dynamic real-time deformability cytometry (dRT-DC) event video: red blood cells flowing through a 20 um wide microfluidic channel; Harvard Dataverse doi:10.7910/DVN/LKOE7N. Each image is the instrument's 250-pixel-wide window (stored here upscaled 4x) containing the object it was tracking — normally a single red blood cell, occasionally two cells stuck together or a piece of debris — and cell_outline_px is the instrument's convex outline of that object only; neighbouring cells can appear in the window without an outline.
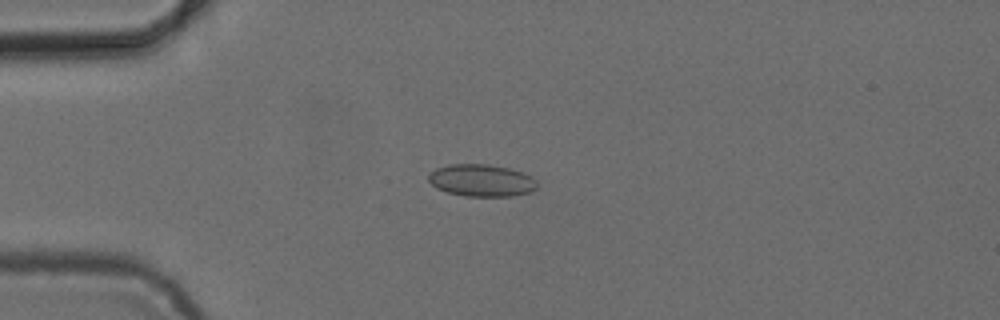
{"species": "common noctule bat (a hibernating species)", "species_latin": "Nyctalus noctula", "temperature_condition": "cold", "stored_images_in_passage": 53, "camera_frame_rate_fps": 3000, "um_per_image_px": 0.085, "animal": {"sex": "female", "body_mass_g": 24.6, "forearm_length_mm": 56.2}, "frame": {"image": 1, "passage_image": 14, "time_ms": 4.333, "image_size_px": [1000, 320], "cell_outline_px": [[536, 188], [532, 192], [512, 196], [464, 196], [448, 192], [436, 188], [428, 180], [428, 176], [436, 168], [448, 164], [488, 164], [508, 168], [524, 172], [532, 176], [536, 180]], "centroid_in_image_um": [40.95, 15.33], "position_along_channel_um": 44.1, "area_um2": 20.46}}
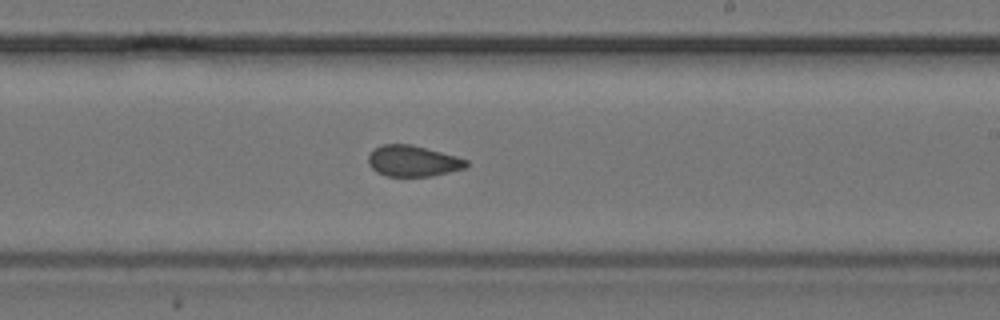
{"frame": {"image": 2, "passage_image": 32, "time_ms": 10.333, "image_size_px": [1000, 320], "cell_outline_px": [[468, 164], [464, 168], [432, 176], [388, 176], [376, 172], [368, 164], [368, 156], [376, 148], [384, 144], [412, 144], [456, 156], [468, 160]], "centroid_in_image_um": [35.09, 13.68], "position_along_channel_um": 253.9, "area_um2": 17.57}}
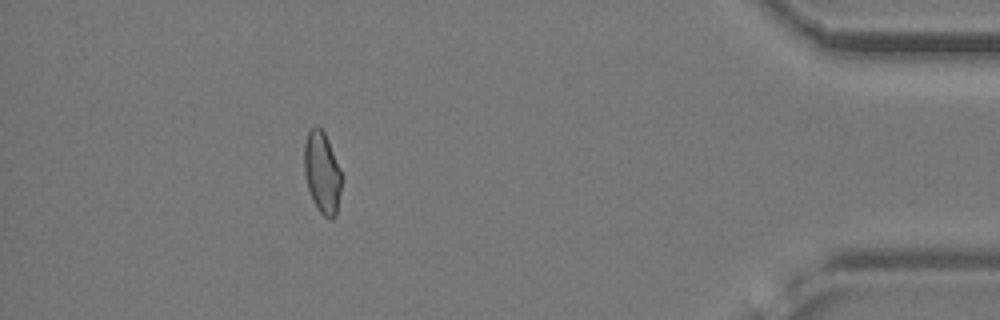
{"frame": {"image": 3, "passage_image": 48, "time_ms": 15.667, "image_size_px": [1000, 320], "cell_outline_px": [[340, 192], [336, 216], [332, 220], [324, 216], [316, 208], [312, 200], [308, 188], [304, 172], [304, 144], [308, 132], [316, 124], [324, 132], [328, 140], [340, 168]], "centroid_in_image_um": [27.36, 14.68], "position_along_channel_um": 407.8, "area_um2": 17.69}, "authors_computed_cell_mechanics": {"area_um2": 18.3226, "velocity_mm_per_s": 3.8689, "shape_relaxation_time_tau1_ms": 7.8933, "shape_relaxation_time_tau2_ms": 1.1064, "deformation_change_tau1": 0.0988, "deformation_change_tau2": 0.0576}}